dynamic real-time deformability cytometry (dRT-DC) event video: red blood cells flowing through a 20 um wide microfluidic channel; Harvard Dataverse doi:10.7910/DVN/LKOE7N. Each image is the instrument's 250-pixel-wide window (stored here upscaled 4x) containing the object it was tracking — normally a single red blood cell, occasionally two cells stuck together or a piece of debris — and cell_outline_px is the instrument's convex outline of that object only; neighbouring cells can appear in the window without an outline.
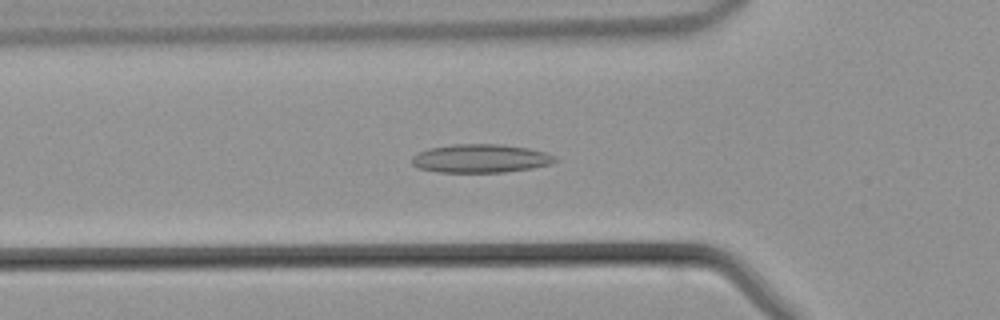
{"species": "common noctule bat (a hibernating species)", "species_latin": "Nyctalus noctula", "temperature_condition": "warm", "stored_images_in_passage": 45, "camera_frame_rate_fps": 3000, "um_per_image_px": 0.085, "animal": {"sex": "male", "body_mass_g": 21.5, "forearm_length_mm": 52.0}, "frame": {"image": 1, "passage_image": 14, "time_ms": 4.333, "image_size_px": [1000, 320], "cell_outline_px": [[556, 160], [552, 164], [532, 168], [504, 172], [440, 172], [420, 168], [412, 164], [412, 156], [428, 148], [452, 144], [500, 144], [528, 148], [544, 152], [556, 156]], "centroid_in_image_um": [40.86, 13.46], "position_along_channel_um": 84.9, "area_um2": 23.7}}
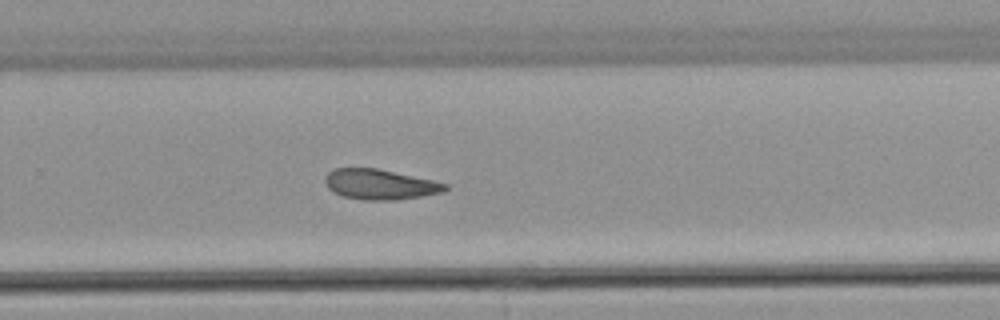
{"frame": {"image": 2, "passage_image": 28, "time_ms": 9.0, "image_size_px": [1000, 320], "cell_outline_px": [[448, 188], [444, 192], [396, 200], [364, 200], [344, 196], [332, 192], [328, 188], [324, 180], [324, 176], [328, 172], [336, 168], [376, 168], [432, 180], [448, 184]], "centroid_in_image_um": [32.27, 15.67], "position_along_channel_um": 297.5, "area_um2": 21.1}}
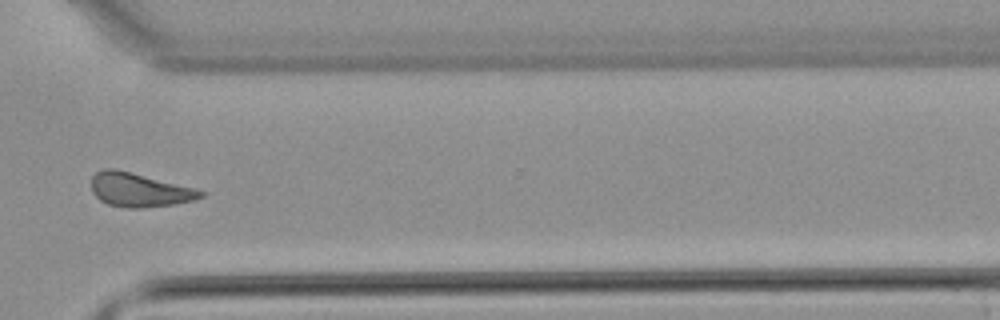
{"frame": {"image": 3, "passage_image": 32, "time_ms": 10.333, "image_size_px": [1000, 320], "cell_outline_px": [[204, 196], [196, 200], [176, 204], [140, 208], [128, 208], [108, 204], [100, 200], [92, 192], [92, 176], [96, 172], [104, 168], [116, 168], [196, 188], [204, 192]], "centroid_in_image_um": [11.85, 16.14], "position_along_channel_um": 358.7, "area_um2": 21.73}}